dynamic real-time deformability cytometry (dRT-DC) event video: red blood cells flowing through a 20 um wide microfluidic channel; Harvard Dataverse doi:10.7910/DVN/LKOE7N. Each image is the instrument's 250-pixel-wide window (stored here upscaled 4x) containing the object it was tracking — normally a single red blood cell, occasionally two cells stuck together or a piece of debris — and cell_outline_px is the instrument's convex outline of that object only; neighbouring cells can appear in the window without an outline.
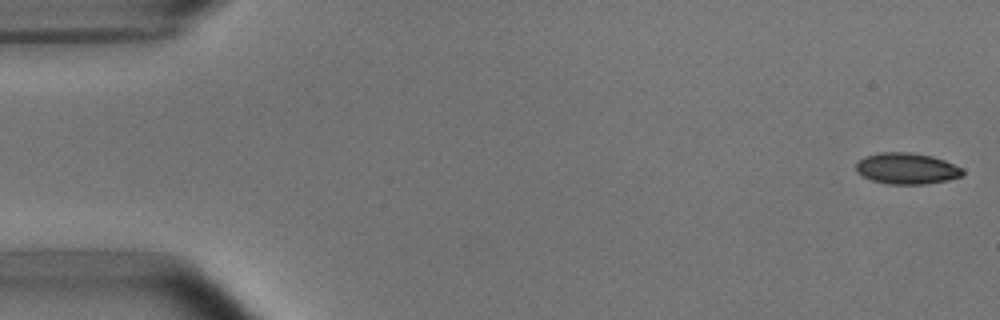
{"species": "common noctule bat (a hibernating species)", "species_latin": "Nyctalus noctula", "temperature_condition": "room temperature", "stored_images_in_passage": 5, "camera_frame_rate_fps": 3000, "um_per_image_px": 0.085, "animal": {"sex": "male", "body_mass_g": 15.6}, "frame": {"image": 1, "passage_image": 1, "time_ms": 0.0, "image_size_px": [1000, 320], "cell_outline_px": [[964, 172], [960, 176], [948, 180], [924, 184], [888, 184], [872, 180], [856, 172], [856, 164], [864, 156], [880, 152], [912, 152], [932, 156], [944, 160], [960, 168]], "centroid_in_image_um": [77.04, 14.31], "position_along_channel_um": 8.0, "area_um2": 19.25}}